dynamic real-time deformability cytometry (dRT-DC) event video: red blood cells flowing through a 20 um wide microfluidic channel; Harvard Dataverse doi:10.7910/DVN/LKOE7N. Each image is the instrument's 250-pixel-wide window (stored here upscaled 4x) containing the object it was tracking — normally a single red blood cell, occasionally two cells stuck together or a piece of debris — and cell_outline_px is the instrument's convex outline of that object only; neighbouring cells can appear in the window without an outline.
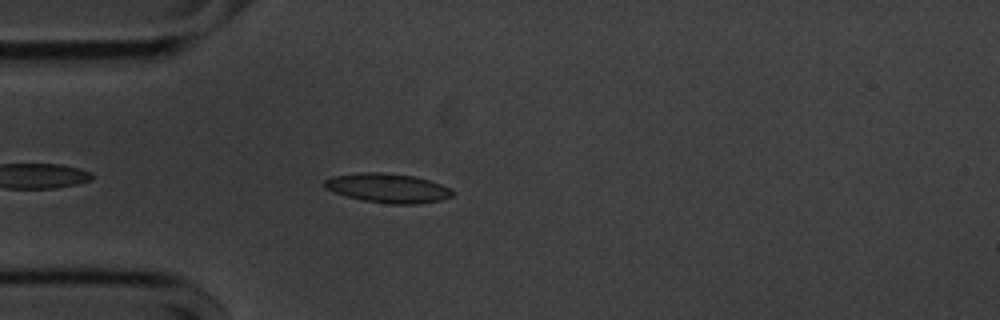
{"species": "common noctule bat (a hibernating species)", "species_latin": "Nyctalus noctula", "temperature_condition": "cold", "stored_images_in_passage": 20, "camera_frame_rate_fps": 3000, "um_per_image_px": 0.085, "animal": {"sex": "male", "body_mass_g": 20.1, "forearm_length_mm": 53.5}, "frame": {"image": 1, "passage_image": 1, "time_ms": 0.0, "image_size_px": [1000, 320], "cell_outline_px": [[452, 196], [440, 200], [416, 204], [388, 204], [364, 200], [344, 196], [324, 188], [324, 180], [332, 176], [364, 172], [380, 172], [412, 176], [428, 180], [440, 184], [448, 188], [452, 192]], "centroid_in_image_um": [32.9, 15.99], "position_along_channel_um": 52.1, "area_um2": 21.62}}
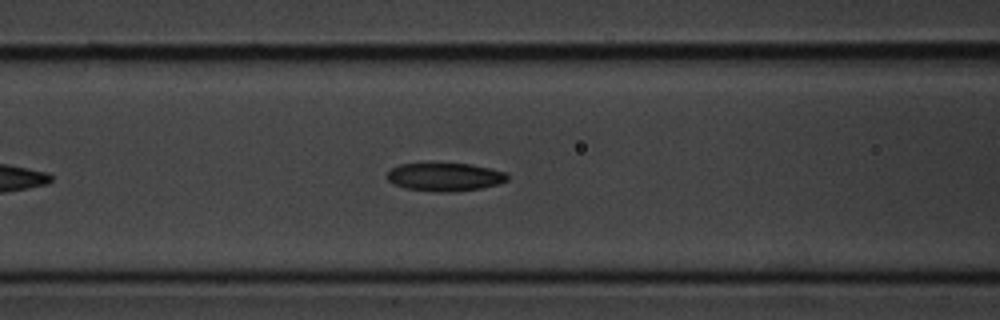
{"frame": {"image": 2, "passage_image": 8, "time_ms": 2.333, "image_size_px": [1000, 320], "cell_outline_px": [[508, 180], [500, 184], [480, 188], [452, 192], [440, 192], [404, 188], [388, 180], [388, 172], [392, 168], [400, 164], [472, 164], [504, 172], [508, 176]], "centroid_in_image_um": [37.84, 15.05], "position_along_channel_um": 128.8, "area_um2": 19.48}}
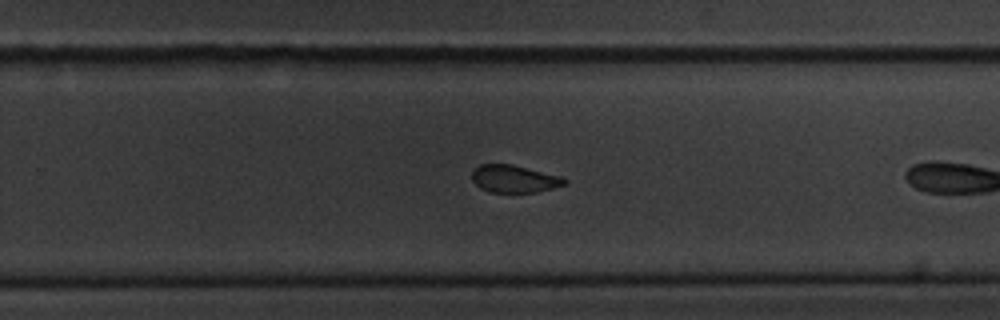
{"frame": {"image": 3, "passage_image": 18, "time_ms": 5.667, "image_size_px": [1000, 320], "cell_outline_px": [[568, 184], [536, 192], [492, 192], [480, 188], [472, 180], [472, 172], [480, 164], [512, 164], [564, 176], [568, 180]], "centroid_in_image_um": [43.77, 15.19], "position_along_channel_um": 286.0, "area_um2": 14.97}}